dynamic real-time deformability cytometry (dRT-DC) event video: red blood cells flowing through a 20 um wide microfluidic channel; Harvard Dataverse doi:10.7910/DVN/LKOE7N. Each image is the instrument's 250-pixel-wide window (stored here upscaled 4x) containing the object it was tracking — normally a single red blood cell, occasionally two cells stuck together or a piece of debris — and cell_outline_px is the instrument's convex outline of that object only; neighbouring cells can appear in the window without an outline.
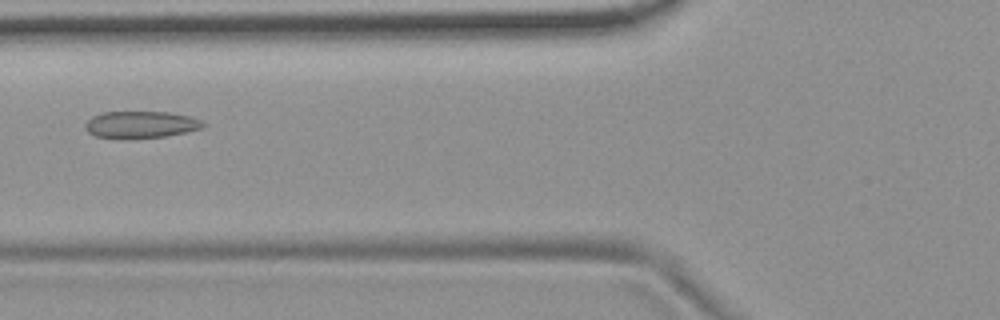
{"species": "common noctule bat (a hibernating species)", "species_latin": "Nyctalus noctula", "temperature_condition": "room temperature", "stored_images_in_passage": 6, "camera_frame_rate_fps": 3000, "um_per_image_px": 0.085, "animal": {"sex": "female", "body_mass_g": 19.9}, "frame": {"image": 1, "passage_image": 6, "time_ms": 6.667, "image_size_px": [1000, 320], "cell_outline_px": [[208, 124], [200, 128], [184, 132], [164, 136], [96, 136], [88, 132], [84, 128], [84, 124], [92, 116], [104, 112], [168, 112], [188, 116], [200, 120]], "centroid_in_image_um": [11.97, 10.55], "position_along_channel_um": 113.8, "area_um2": 17.63}}